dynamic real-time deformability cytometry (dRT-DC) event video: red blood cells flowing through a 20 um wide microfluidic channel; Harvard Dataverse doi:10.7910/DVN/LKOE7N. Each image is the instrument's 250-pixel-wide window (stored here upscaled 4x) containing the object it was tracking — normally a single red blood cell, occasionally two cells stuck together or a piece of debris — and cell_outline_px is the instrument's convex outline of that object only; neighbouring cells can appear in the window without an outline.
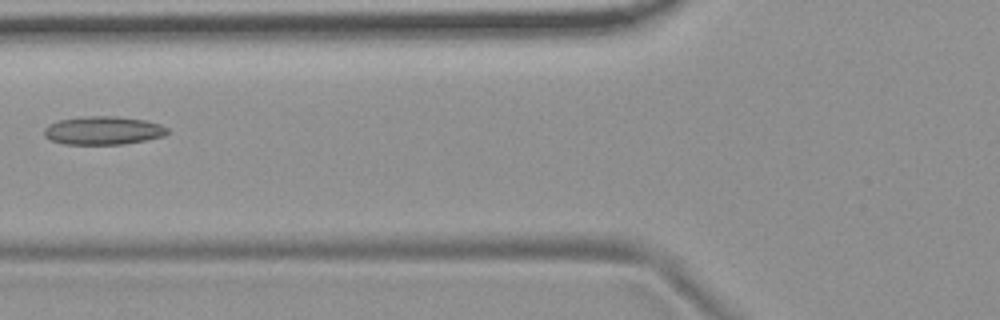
{"species": "common noctule bat (a hibernating species)", "species_latin": "Nyctalus noctula", "temperature_condition": "room temperature", "stored_images_in_passage": 9, "camera_frame_rate_fps": 3000, "um_per_image_px": 0.085, "animal": {"sex": "female", "body_mass_g": 19.9}, "frame": {"image": 1, "passage_image": 7, "time_ms": 7.0, "image_size_px": [1000, 320], "cell_outline_px": [[168, 132], [164, 136], [124, 144], [64, 144], [52, 140], [44, 136], [44, 128], [48, 124], [60, 120], [84, 116], [116, 116], [144, 120], [160, 124], [168, 128]], "centroid_in_image_um": [8.76, 11.09], "position_along_channel_um": 117.0, "area_um2": 20.29}}
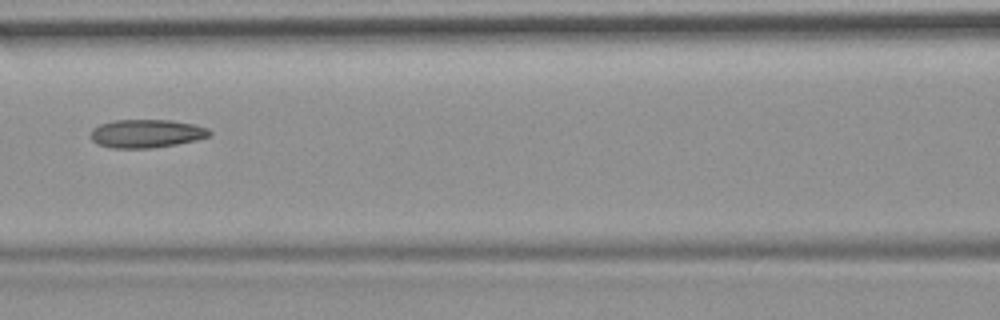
{"frame": {"image": 2, "passage_image": 8, "time_ms": 8.0, "image_size_px": [1000, 320], "cell_outline_px": [[212, 132], [208, 136], [196, 140], [176, 144], [152, 148], [112, 148], [96, 144], [92, 140], [92, 128], [100, 124], [112, 120], [172, 120], [192, 124], [208, 128]], "centroid_in_image_um": [12.43, 11.35], "position_along_channel_um": 154.2, "area_um2": 19.59}}